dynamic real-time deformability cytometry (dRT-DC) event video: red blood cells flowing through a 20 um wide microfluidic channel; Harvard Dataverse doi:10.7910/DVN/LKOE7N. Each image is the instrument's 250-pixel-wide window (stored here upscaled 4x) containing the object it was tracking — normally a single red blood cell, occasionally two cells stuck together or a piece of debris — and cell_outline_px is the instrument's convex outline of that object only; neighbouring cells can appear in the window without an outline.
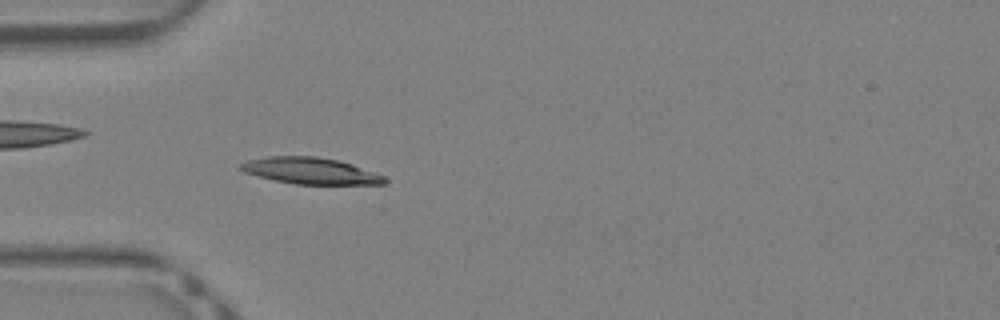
{"species": "Egyptian fruit bat (a non-hibernating species)", "species_latin": "Rousettus aegyptiacus", "temperature_condition": "warm", "stored_images_in_passage": 32, "camera_frame_rate_fps": 3000, "um_per_image_px": 0.085, "animal": {"sex": "female"}, "frame": {"image": 1, "passage_image": 4, "time_ms": 1.0, "image_size_px": [1000, 320], "cell_outline_px": [[388, 180], [384, 184], [296, 184], [276, 180], [244, 172], [236, 168], [236, 164], [248, 160], [268, 156], [316, 156], [340, 160], [352, 164], [384, 176]], "centroid_in_image_um": [26.35, 14.51], "position_along_channel_um": 58.6, "area_um2": 22.2}}
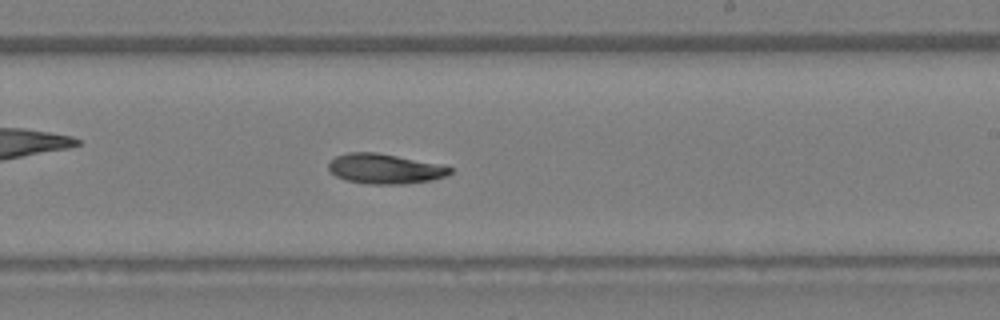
{"frame": {"image": 2, "passage_image": 16, "time_ms": 5.0, "image_size_px": [1000, 320], "cell_outline_px": [[452, 172], [448, 176], [432, 180], [404, 184], [368, 184], [348, 180], [336, 176], [328, 168], [328, 164], [336, 156], [348, 152], [376, 152], [444, 164], [452, 168]], "centroid_in_image_um": [32.78, 14.34], "position_along_channel_um": 256.2, "area_um2": 21.39}}
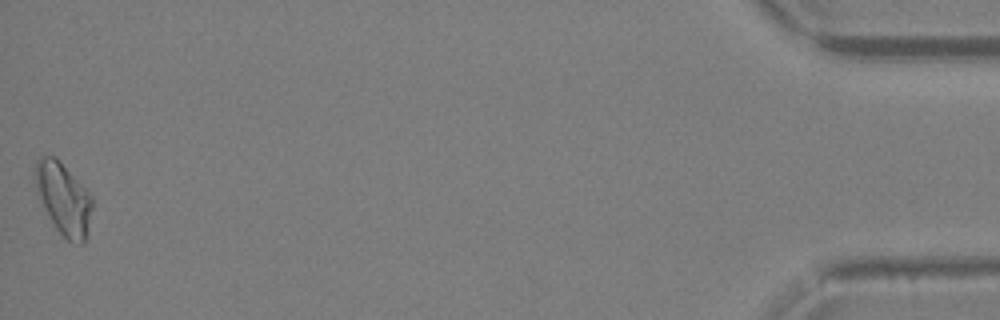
{"frame": {"image": 3, "passage_image": 32, "time_ms": 10.333, "image_size_px": [1000, 320], "cell_outline_px": [[92, 208], [88, 236], [84, 244], [72, 244], [56, 228], [40, 200], [36, 192], [36, 160], [40, 156], [56, 156], [92, 196]], "centroid_in_image_um": [5.43, 16.92], "position_along_channel_um": 429.8, "area_um2": 23.81}}